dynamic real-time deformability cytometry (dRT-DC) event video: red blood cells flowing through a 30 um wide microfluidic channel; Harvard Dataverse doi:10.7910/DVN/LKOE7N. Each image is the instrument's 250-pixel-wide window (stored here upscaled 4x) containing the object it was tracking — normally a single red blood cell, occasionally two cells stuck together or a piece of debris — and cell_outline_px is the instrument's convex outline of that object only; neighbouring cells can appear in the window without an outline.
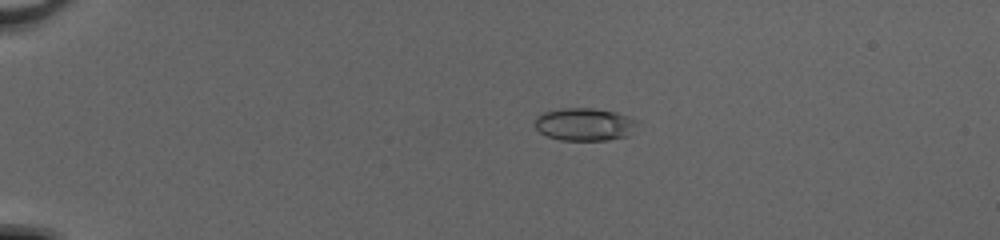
{"species": "common noctule bat (a hibernating species)", "species_latin": "Nyctalus noctula", "temperature_condition": "cold", "stored_images_in_passage": 53, "camera_frame_rate_fps": 3000, "um_per_image_px": 0.085, "animal": {"sex": "female", "body_mass_g": 20.0, "forearm_length_mm": 54.0}, "frame": {"image": 1, "passage_image": 14, "time_ms": 4.333, "image_size_px": [1000, 240], "cell_outline_px": [[640, 120], [628, 136], [608, 140], [560, 140], [548, 136], [540, 132], [536, 128], [536, 116], [544, 112], [560, 108], [592, 108], [616, 112]], "centroid_in_image_um": [49.71, 10.56], "position_along_channel_um": 35.3, "area_um2": 19.59}}
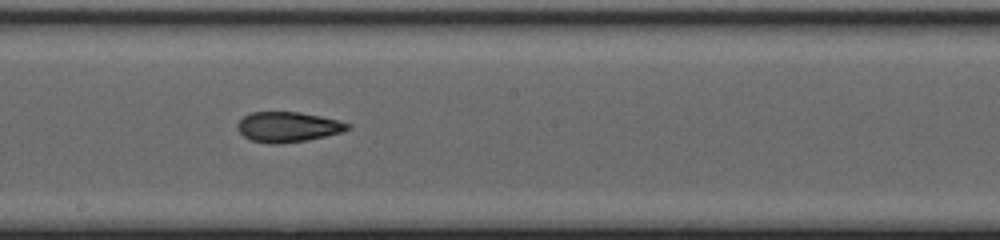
{"frame": {"image": 2, "passage_image": 33, "time_ms": 10.667, "image_size_px": [1000, 240], "cell_outline_px": [[352, 128], [340, 132], [308, 140], [276, 144], [268, 144], [252, 140], [244, 136], [236, 128], [236, 124], [244, 116], [252, 112], [300, 112], [340, 120], [352, 124]], "centroid_in_image_um": [24.48, 10.78], "position_along_channel_um": 223.7, "area_um2": 19.42}}
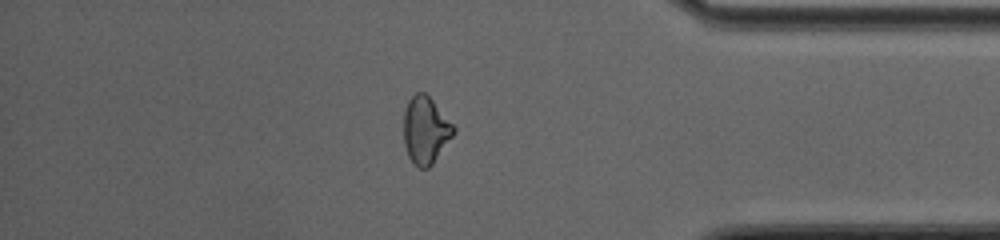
{"frame": {"image": 3, "passage_image": 47, "time_ms": 15.333, "image_size_px": [1000, 240], "cell_outline_px": [[456, 132], [432, 164], [428, 168], [420, 168], [408, 156], [404, 144], [404, 112], [408, 100], [416, 92], [424, 92], [432, 100], [456, 128]], "centroid_in_image_um": [36.17, 11.06], "position_along_channel_um": 399.0, "area_um2": 19.31}, "authors_computed_cell_mechanics": {"area_um2": 19.8254, "velocity_mm_per_s": 4.1559, "shape_relaxation_time_tau1_ms": null, "shape_relaxation_time_tau2_ms": 2.2625, "deformation_change_tau1": null, "deformation_change_tau2": 0.085}}